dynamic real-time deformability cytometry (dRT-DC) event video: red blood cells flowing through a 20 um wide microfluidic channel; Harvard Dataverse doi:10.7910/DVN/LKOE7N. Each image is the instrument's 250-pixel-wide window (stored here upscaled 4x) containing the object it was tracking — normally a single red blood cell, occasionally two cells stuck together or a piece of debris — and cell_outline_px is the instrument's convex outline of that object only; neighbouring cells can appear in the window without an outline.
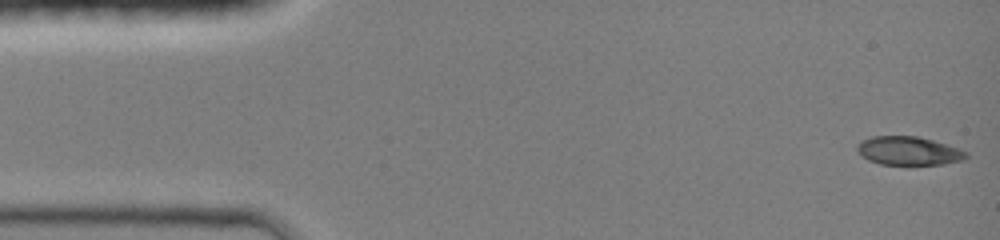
{"species": "common noctule bat (a hibernating species)", "species_latin": "Nyctalus noctula", "temperature_condition": "room temperature", "stored_images_in_passage": 7, "camera_frame_rate_fps": 3000, "um_per_image_px": 0.085, "animal": {"sex": "female", "body_mass_g": 19.0, "forearm_length_mm": 51.5}, "frame": {"image": 1, "passage_image": 1, "time_ms": 0.0, "image_size_px": [1000, 240], "cell_outline_px": [[968, 156], [964, 160], [944, 164], [880, 164], [868, 160], [856, 148], [856, 144], [860, 140], [872, 136], [916, 136], [932, 140], [968, 152]], "centroid_in_image_um": [77.21, 12.82], "position_along_channel_um": 7.8, "area_um2": 17.98}}